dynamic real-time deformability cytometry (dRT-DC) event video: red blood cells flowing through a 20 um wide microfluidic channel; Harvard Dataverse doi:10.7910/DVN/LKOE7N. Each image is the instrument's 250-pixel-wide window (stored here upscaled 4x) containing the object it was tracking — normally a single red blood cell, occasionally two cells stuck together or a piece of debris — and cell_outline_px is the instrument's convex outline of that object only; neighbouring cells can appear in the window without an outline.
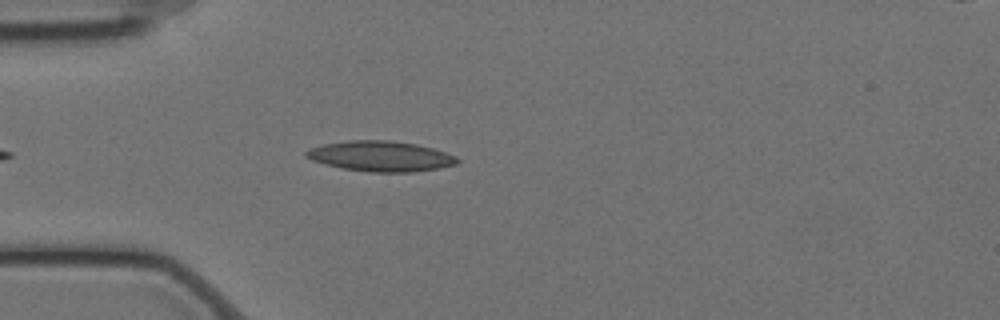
{"species": "Egyptian fruit bat (a non-hibernating species)", "species_latin": "Rousettus aegyptiacus", "temperature_condition": "cold", "stored_images_in_passage": 33, "camera_frame_rate_fps": 3000, "um_per_image_px": 0.085, "animal": {"sex": "female"}, "frame": {"image": 1, "passage_image": 6, "time_ms": 1.667, "image_size_px": [1000, 320], "cell_outline_px": [[460, 160], [456, 164], [440, 168], [412, 172], [368, 172], [344, 168], [312, 160], [304, 156], [304, 152], [308, 148], [324, 144], [348, 140], [392, 140], [416, 144], [432, 148], [456, 156]], "centroid_in_image_um": [32.35, 13.27], "position_along_channel_um": 52.6, "area_um2": 26.7}}
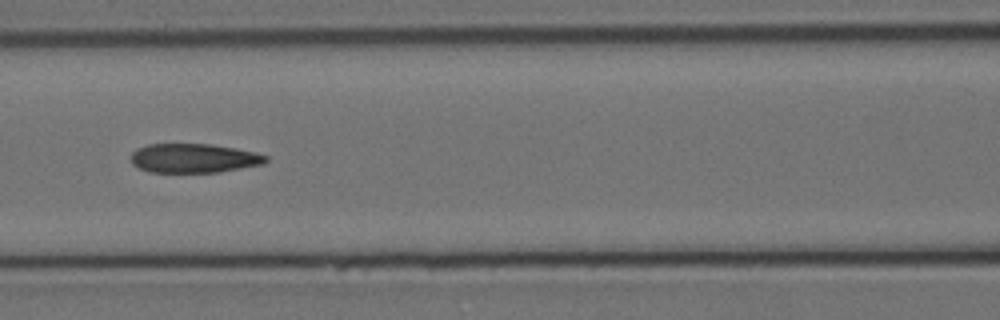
{"frame": {"image": 2, "passage_image": 15, "time_ms": 4.667, "image_size_px": [1000, 320], "cell_outline_px": [[268, 160], [264, 164], [220, 172], [148, 172], [132, 164], [132, 152], [136, 148], [148, 144], [208, 144], [256, 152], [268, 156]], "centroid_in_image_um": [16.48, 13.45], "position_along_channel_um": 150.1, "area_um2": 22.89}}
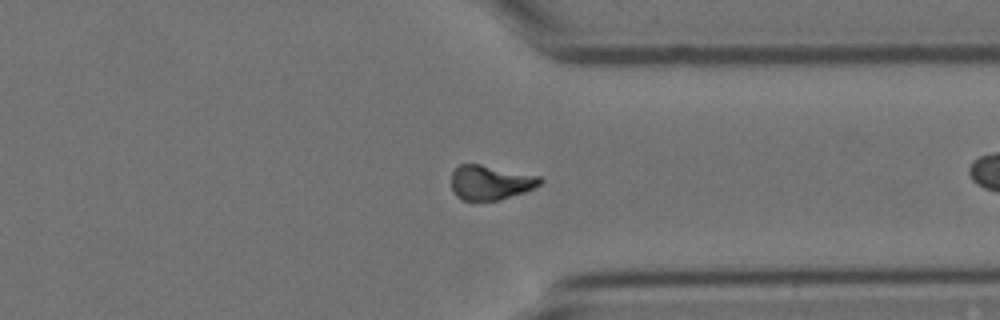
{"frame": {"image": 3, "passage_image": 30, "time_ms": 9.667, "image_size_px": [1000, 320], "cell_outline_px": [[544, 180], [540, 184], [524, 192], [500, 200], [464, 200], [456, 196], [452, 188], [452, 172], [460, 164], [480, 164], [540, 176]], "centroid_in_image_um": [41.69, 15.51], "position_along_channel_um": 369.7, "area_um2": 17.74}}